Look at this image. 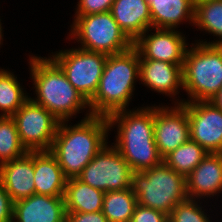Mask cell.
I'll list each match as a JSON object with an SVG mask.
<instances>
[{
	"label": "cell",
	"instance_id": "cell-29",
	"mask_svg": "<svg viewBox=\"0 0 222 222\" xmlns=\"http://www.w3.org/2000/svg\"><path fill=\"white\" fill-rule=\"evenodd\" d=\"M167 219L164 212L137 204L130 222H164Z\"/></svg>",
	"mask_w": 222,
	"mask_h": 222
},
{
	"label": "cell",
	"instance_id": "cell-21",
	"mask_svg": "<svg viewBox=\"0 0 222 222\" xmlns=\"http://www.w3.org/2000/svg\"><path fill=\"white\" fill-rule=\"evenodd\" d=\"M105 192L83 183L78 178L67 179L64 201L66 212H100Z\"/></svg>",
	"mask_w": 222,
	"mask_h": 222
},
{
	"label": "cell",
	"instance_id": "cell-6",
	"mask_svg": "<svg viewBox=\"0 0 222 222\" xmlns=\"http://www.w3.org/2000/svg\"><path fill=\"white\" fill-rule=\"evenodd\" d=\"M131 188L138 204L169 215L173 208L188 199L186 177L164 162L142 172H132Z\"/></svg>",
	"mask_w": 222,
	"mask_h": 222
},
{
	"label": "cell",
	"instance_id": "cell-7",
	"mask_svg": "<svg viewBox=\"0 0 222 222\" xmlns=\"http://www.w3.org/2000/svg\"><path fill=\"white\" fill-rule=\"evenodd\" d=\"M74 18L69 36L80 42L81 49L112 55L133 46V41L119 27L111 12L75 15Z\"/></svg>",
	"mask_w": 222,
	"mask_h": 222
},
{
	"label": "cell",
	"instance_id": "cell-12",
	"mask_svg": "<svg viewBox=\"0 0 222 222\" xmlns=\"http://www.w3.org/2000/svg\"><path fill=\"white\" fill-rule=\"evenodd\" d=\"M190 139L189 121L183 104L154 106V141L164 158Z\"/></svg>",
	"mask_w": 222,
	"mask_h": 222
},
{
	"label": "cell",
	"instance_id": "cell-1",
	"mask_svg": "<svg viewBox=\"0 0 222 222\" xmlns=\"http://www.w3.org/2000/svg\"><path fill=\"white\" fill-rule=\"evenodd\" d=\"M87 112L86 117L76 125L68 126V121H61L49 150L67 179L77 178L94 156L108 144L106 138L110 127L107 117Z\"/></svg>",
	"mask_w": 222,
	"mask_h": 222
},
{
	"label": "cell",
	"instance_id": "cell-5",
	"mask_svg": "<svg viewBox=\"0 0 222 222\" xmlns=\"http://www.w3.org/2000/svg\"><path fill=\"white\" fill-rule=\"evenodd\" d=\"M188 47L184 63L183 90L188 100L175 103L209 101L222 87V46L197 42Z\"/></svg>",
	"mask_w": 222,
	"mask_h": 222
},
{
	"label": "cell",
	"instance_id": "cell-20",
	"mask_svg": "<svg viewBox=\"0 0 222 222\" xmlns=\"http://www.w3.org/2000/svg\"><path fill=\"white\" fill-rule=\"evenodd\" d=\"M151 28L176 29L186 21L194 24L195 0H147Z\"/></svg>",
	"mask_w": 222,
	"mask_h": 222
},
{
	"label": "cell",
	"instance_id": "cell-11",
	"mask_svg": "<svg viewBox=\"0 0 222 222\" xmlns=\"http://www.w3.org/2000/svg\"><path fill=\"white\" fill-rule=\"evenodd\" d=\"M182 104L187 111L190 139L208 153H222V110L210 101Z\"/></svg>",
	"mask_w": 222,
	"mask_h": 222
},
{
	"label": "cell",
	"instance_id": "cell-27",
	"mask_svg": "<svg viewBox=\"0 0 222 222\" xmlns=\"http://www.w3.org/2000/svg\"><path fill=\"white\" fill-rule=\"evenodd\" d=\"M204 211L198 201L187 199L173 208L168 219L171 222H212Z\"/></svg>",
	"mask_w": 222,
	"mask_h": 222
},
{
	"label": "cell",
	"instance_id": "cell-22",
	"mask_svg": "<svg viewBox=\"0 0 222 222\" xmlns=\"http://www.w3.org/2000/svg\"><path fill=\"white\" fill-rule=\"evenodd\" d=\"M193 25L219 39L215 42L202 40L199 43L222 46V0H195Z\"/></svg>",
	"mask_w": 222,
	"mask_h": 222
},
{
	"label": "cell",
	"instance_id": "cell-32",
	"mask_svg": "<svg viewBox=\"0 0 222 222\" xmlns=\"http://www.w3.org/2000/svg\"><path fill=\"white\" fill-rule=\"evenodd\" d=\"M209 101L212 102L218 109L222 110V87Z\"/></svg>",
	"mask_w": 222,
	"mask_h": 222
},
{
	"label": "cell",
	"instance_id": "cell-33",
	"mask_svg": "<svg viewBox=\"0 0 222 222\" xmlns=\"http://www.w3.org/2000/svg\"><path fill=\"white\" fill-rule=\"evenodd\" d=\"M2 26H1V19H0V44L2 43V40H3V34H2Z\"/></svg>",
	"mask_w": 222,
	"mask_h": 222
},
{
	"label": "cell",
	"instance_id": "cell-2",
	"mask_svg": "<svg viewBox=\"0 0 222 222\" xmlns=\"http://www.w3.org/2000/svg\"><path fill=\"white\" fill-rule=\"evenodd\" d=\"M107 119L110 128L118 127L113 146L133 172H142L163 163L154 141V106L120 110Z\"/></svg>",
	"mask_w": 222,
	"mask_h": 222
},
{
	"label": "cell",
	"instance_id": "cell-4",
	"mask_svg": "<svg viewBox=\"0 0 222 222\" xmlns=\"http://www.w3.org/2000/svg\"><path fill=\"white\" fill-rule=\"evenodd\" d=\"M29 66L37 98H31L59 121H69L80 110L90 111L89 102L68 81L64 71L51 57L32 56ZM69 119V120H68Z\"/></svg>",
	"mask_w": 222,
	"mask_h": 222
},
{
	"label": "cell",
	"instance_id": "cell-9",
	"mask_svg": "<svg viewBox=\"0 0 222 222\" xmlns=\"http://www.w3.org/2000/svg\"><path fill=\"white\" fill-rule=\"evenodd\" d=\"M132 172L120 152L106 144L77 178L103 192L121 191L131 188Z\"/></svg>",
	"mask_w": 222,
	"mask_h": 222
},
{
	"label": "cell",
	"instance_id": "cell-30",
	"mask_svg": "<svg viewBox=\"0 0 222 222\" xmlns=\"http://www.w3.org/2000/svg\"><path fill=\"white\" fill-rule=\"evenodd\" d=\"M0 222H13V201L0 182Z\"/></svg>",
	"mask_w": 222,
	"mask_h": 222
},
{
	"label": "cell",
	"instance_id": "cell-18",
	"mask_svg": "<svg viewBox=\"0 0 222 222\" xmlns=\"http://www.w3.org/2000/svg\"><path fill=\"white\" fill-rule=\"evenodd\" d=\"M110 12L133 42L147 30L151 31V13L147 0H114Z\"/></svg>",
	"mask_w": 222,
	"mask_h": 222
},
{
	"label": "cell",
	"instance_id": "cell-25",
	"mask_svg": "<svg viewBox=\"0 0 222 222\" xmlns=\"http://www.w3.org/2000/svg\"><path fill=\"white\" fill-rule=\"evenodd\" d=\"M29 98L17 77L0 68V116L12 117Z\"/></svg>",
	"mask_w": 222,
	"mask_h": 222
},
{
	"label": "cell",
	"instance_id": "cell-24",
	"mask_svg": "<svg viewBox=\"0 0 222 222\" xmlns=\"http://www.w3.org/2000/svg\"><path fill=\"white\" fill-rule=\"evenodd\" d=\"M208 152L189 139L163 158V162L177 173L187 177L205 158Z\"/></svg>",
	"mask_w": 222,
	"mask_h": 222
},
{
	"label": "cell",
	"instance_id": "cell-3",
	"mask_svg": "<svg viewBox=\"0 0 222 222\" xmlns=\"http://www.w3.org/2000/svg\"><path fill=\"white\" fill-rule=\"evenodd\" d=\"M138 79L140 55L134 46L124 52L108 55L98 89L89 101L92 115L108 117L126 110Z\"/></svg>",
	"mask_w": 222,
	"mask_h": 222
},
{
	"label": "cell",
	"instance_id": "cell-31",
	"mask_svg": "<svg viewBox=\"0 0 222 222\" xmlns=\"http://www.w3.org/2000/svg\"><path fill=\"white\" fill-rule=\"evenodd\" d=\"M66 222H108L102 211L100 212H66Z\"/></svg>",
	"mask_w": 222,
	"mask_h": 222
},
{
	"label": "cell",
	"instance_id": "cell-17",
	"mask_svg": "<svg viewBox=\"0 0 222 222\" xmlns=\"http://www.w3.org/2000/svg\"><path fill=\"white\" fill-rule=\"evenodd\" d=\"M182 66L152 59H140V81L151 90L176 96L183 88ZM178 92V93H177Z\"/></svg>",
	"mask_w": 222,
	"mask_h": 222
},
{
	"label": "cell",
	"instance_id": "cell-8",
	"mask_svg": "<svg viewBox=\"0 0 222 222\" xmlns=\"http://www.w3.org/2000/svg\"><path fill=\"white\" fill-rule=\"evenodd\" d=\"M68 81L89 102L96 93L108 55L81 48L59 50L50 56Z\"/></svg>",
	"mask_w": 222,
	"mask_h": 222
},
{
	"label": "cell",
	"instance_id": "cell-10",
	"mask_svg": "<svg viewBox=\"0 0 222 222\" xmlns=\"http://www.w3.org/2000/svg\"><path fill=\"white\" fill-rule=\"evenodd\" d=\"M21 144L27 151H49L57 133L59 121L31 97L12 116Z\"/></svg>",
	"mask_w": 222,
	"mask_h": 222
},
{
	"label": "cell",
	"instance_id": "cell-14",
	"mask_svg": "<svg viewBox=\"0 0 222 222\" xmlns=\"http://www.w3.org/2000/svg\"><path fill=\"white\" fill-rule=\"evenodd\" d=\"M66 214L64 196L33 194L13 202V222H66Z\"/></svg>",
	"mask_w": 222,
	"mask_h": 222
},
{
	"label": "cell",
	"instance_id": "cell-28",
	"mask_svg": "<svg viewBox=\"0 0 222 222\" xmlns=\"http://www.w3.org/2000/svg\"><path fill=\"white\" fill-rule=\"evenodd\" d=\"M114 0H79L75 15L110 12Z\"/></svg>",
	"mask_w": 222,
	"mask_h": 222
},
{
	"label": "cell",
	"instance_id": "cell-19",
	"mask_svg": "<svg viewBox=\"0 0 222 222\" xmlns=\"http://www.w3.org/2000/svg\"><path fill=\"white\" fill-rule=\"evenodd\" d=\"M67 178L50 151H34L35 194L64 196Z\"/></svg>",
	"mask_w": 222,
	"mask_h": 222
},
{
	"label": "cell",
	"instance_id": "cell-13",
	"mask_svg": "<svg viewBox=\"0 0 222 222\" xmlns=\"http://www.w3.org/2000/svg\"><path fill=\"white\" fill-rule=\"evenodd\" d=\"M153 29L155 33L149 34L147 30L133 42L140 59L183 65L189 45L186 43V37L176 29Z\"/></svg>",
	"mask_w": 222,
	"mask_h": 222
},
{
	"label": "cell",
	"instance_id": "cell-15",
	"mask_svg": "<svg viewBox=\"0 0 222 222\" xmlns=\"http://www.w3.org/2000/svg\"><path fill=\"white\" fill-rule=\"evenodd\" d=\"M0 182L13 202L35 194L34 151L0 165Z\"/></svg>",
	"mask_w": 222,
	"mask_h": 222
},
{
	"label": "cell",
	"instance_id": "cell-26",
	"mask_svg": "<svg viewBox=\"0 0 222 222\" xmlns=\"http://www.w3.org/2000/svg\"><path fill=\"white\" fill-rule=\"evenodd\" d=\"M27 152L20 142L13 118L0 116V165L18 159Z\"/></svg>",
	"mask_w": 222,
	"mask_h": 222
},
{
	"label": "cell",
	"instance_id": "cell-16",
	"mask_svg": "<svg viewBox=\"0 0 222 222\" xmlns=\"http://www.w3.org/2000/svg\"><path fill=\"white\" fill-rule=\"evenodd\" d=\"M222 191V153H208L186 177L188 199L212 197Z\"/></svg>",
	"mask_w": 222,
	"mask_h": 222
},
{
	"label": "cell",
	"instance_id": "cell-23",
	"mask_svg": "<svg viewBox=\"0 0 222 222\" xmlns=\"http://www.w3.org/2000/svg\"><path fill=\"white\" fill-rule=\"evenodd\" d=\"M137 204L132 188L105 192L102 213L108 222H130Z\"/></svg>",
	"mask_w": 222,
	"mask_h": 222
}]
</instances>
